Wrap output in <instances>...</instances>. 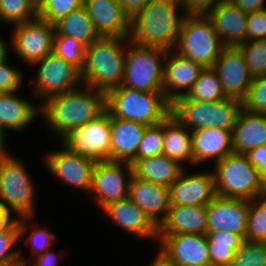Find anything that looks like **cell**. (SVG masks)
Wrapping results in <instances>:
<instances>
[{"label": "cell", "instance_id": "49", "mask_svg": "<svg viewBox=\"0 0 266 266\" xmlns=\"http://www.w3.org/2000/svg\"><path fill=\"white\" fill-rule=\"evenodd\" d=\"M242 12L250 14L266 9L265 0H231Z\"/></svg>", "mask_w": 266, "mask_h": 266}, {"label": "cell", "instance_id": "32", "mask_svg": "<svg viewBox=\"0 0 266 266\" xmlns=\"http://www.w3.org/2000/svg\"><path fill=\"white\" fill-rule=\"evenodd\" d=\"M210 266H229L245 239L236 233L206 232Z\"/></svg>", "mask_w": 266, "mask_h": 266}, {"label": "cell", "instance_id": "20", "mask_svg": "<svg viewBox=\"0 0 266 266\" xmlns=\"http://www.w3.org/2000/svg\"><path fill=\"white\" fill-rule=\"evenodd\" d=\"M247 16L231 0L219 2L206 14L225 47H238L246 41Z\"/></svg>", "mask_w": 266, "mask_h": 266}, {"label": "cell", "instance_id": "39", "mask_svg": "<svg viewBox=\"0 0 266 266\" xmlns=\"http://www.w3.org/2000/svg\"><path fill=\"white\" fill-rule=\"evenodd\" d=\"M163 120L154 126H147L139 143L136 157L130 162L163 154Z\"/></svg>", "mask_w": 266, "mask_h": 266}, {"label": "cell", "instance_id": "31", "mask_svg": "<svg viewBox=\"0 0 266 266\" xmlns=\"http://www.w3.org/2000/svg\"><path fill=\"white\" fill-rule=\"evenodd\" d=\"M54 28L55 34L72 37L86 47L101 38L84 5L56 21Z\"/></svg>", "mask_w": 266, "mask_h": 266}, {"label": "cell", "instance_id": "28", "mask_svg": "<svg viewBox=\"0 0 266 266\" xmlns=\"http://www.w3.org/2000/svg\"><path fill=\"white\" fill-rule=\"evenodd\" d=\"M262 145H266V115L249 112L243 108L232 129L233 151L246 154Z\"/></svg>", "mask_w": 266, "mask_h": 266}, {"label": "cell", "instance_id": "43", "mask_svg": "<svg viewBox=\"0 0 266 266\" xmlns=\"http://www.w3.org/2000/svg\"><path fill=\"white\" fill-rule=\"evenodd\" d=\"M243 108L249 112L266 115V75L254 77Z\"/></svg>", "mask_w": 266, "mask_h": 266}, {"label": "cell", "instance_id": "2", "mask_svg": "<svg viewBox=\"0 0 266 266\" xmlns=\"http://www.w3.org/2000/svg\"><path fill=\"white\" fill-rule=\"evenodd\" d=\"M180 0H150L130 18L129 40L142 46L174 50L186 16Z\"/></svg>", "mask_w": 266, "mask_h": 266}, {"label": "cell", "instance_id": "46", "mask_svg": "<svg viewBox=\"0 0 266 266\" xmlns=\"http://www.w3.org/2000/svg\"><path fill=\"white\" fill-rule=\"evenodd\" d=\"M223 0H180L185 15H206Z\"/></svg>", "mask_w": 266, "mask_h": 266}, {"label": "cell", "instance_id": "9", "mask_svg": "<svg viewBox=\"0 0 266 266\" xmlns=\"http://www.w3.org/2000/svg\"><path fill=\"white\" fill-rule=\"evenodd\" d=\"M224 48L206 15L184 17L174 51L204 68H212Z\"/></svg>", "mask_w": 266, "mask_h": 266}, {"label": "cell", "instance_id": "21", "mask_svg": "<svg viewBox=\"0 0 266 266\" xmlns=\"http://www.w3.org/2000/svg\"><path fill=\"white\" fill-rule=\"evenodd\" d=\"M128 197L158 227L170 208L169 187L138 178L132 174Z\"/></svg>", "mask_w": 266, "mask_h": 266}, {"label": "cell", "instance_id": "25", "mask_svg": "<svg viewBox=\"0 0 266 266\" xmlns=\"http://www.w3.org/2000/svg\"><path fill=\"white\" fill-rule=\"evenodd\" d=\"M207 205H170L158 235L206 234Z\"/></svg>", "mask_w": 266, "mask_h": 266}, {"label": "cell", "instance_id": "1", "mask_svg": "<svg viewBox=\"0 0 266 266\" xmlns=\"http://www.w3.org/2000/svg\"><path fill=\"white\" fill-rule=\"evenodd\" d=\"M39 105L40 115L46 125L62 139L106 110V93L82 84L75 90L52 96Z\"/></svg>", "mask_w": 266, "mask_h": 266}, {"label": "cell", "instance_id": "45", "mask_svg": "<svg viewBox=\"0 0 266 266\" xmlns=\"http://www.w3.org/2000/svg\"><path fill=\"white\" fill-rule=\"evenodd\" d=\"M266 40V9L247 16L246 41Z\"/></svg>", "mask_w": 266, "mask_h": 266}, {"label": "cell", "instance_id": "14", "mask_svg": "<svg viewBox=\"0 0 266 266\" xmlns=\"http://www.w3.org/2000/svg\"><path fill=\"white\" fill-rule=\"evenodd\" d=\"M62 149L52 150L45 154L44 162L50 173L66 183L84 192L92 187L95 161L71 152L64 145Z\"/></svg>", "mask_w": 266, "mask_h": 266}, {"label": "cell", "instance_id": "48", "mask_svg": "<svg viewBox=\"0 0 266 266\" xmlns=\"http://www.w3.org/2000/svg\"><path fill=\"white\" fill-rule=\"evenodd\" d=\"M246 155L249 162L257 168L263 179L266 176V145L253 148Z\"/></svg>", "mask_w": 266, "mask_h": 266}, {"label": "cell", "instance_id": "23", "mask_svg": "<svg viewBox=\"0 0 266 266\" xmlns=\"http://www.w3.org/2000/svg\"><path fill=\"white\" fill-rule=\"evenodd\" d=\"M101 210L124 231L136 237L157 240L158 227L129 197L108 203Z\"/></svg>", "mask_w": 266, "mask_h": 266}, {"label": "cell", "instance_id": "34", "mask_svg": "<svg viewBox=\"0 0 266 266\" xmlns=\"http://www.w3.org/2000/svg\"><path fill=\"white\" fill-rule=\"evenodd\" d=\"M31 219H33V216L18 218L19 241H21V237L31 229L32 231L23 241L27 246H30L31 256L36 257L52 248L51 246L56 241V235L44 227L38 226L36 228L33 223L29 225L28 221ZM32 227H34V229Z\"/></svg>", "mask_w": 266, "mask_h": 266}, {"label": "cell", "instance_id": "22", "mask_svg": "<svg viewBox=\"0 0 266 266\" xmlns=\"http://www.w3.org/2000/svg\"><path fill=\"white\" fill-rule=\"evenodd\" d=\"M83 5L101 37H129L130 17L117 0H84Z\"/></svg>", "mask_w": 266, "mask_h": 266}, {"label": "cell", "instance_id": "18", "mask_svg": "<svg viewBox=\"0 0 266 266\" xmlns=\"http://www.w3.org/2000/svg\"><path fill=\"white\" fill-rule=\"evenodd\" d=\"M186 171L169 186L170 205H208L216 196L213 170L189 175Z\"/></svg>", "mask_w": 266, "mask_h": 266}, {"label": "cell", "instance_id": "41", "mask_svg": "<svg viewBox=\"0 0 266 266\" xmlns=\"http://www.w3.org/2000/svg\"><path fill=\"white\" fill-rule=\"evenodd\" d=\"M83 4L84 0H44L38 9V18L54 24Z\"/></svg>", "mask_w": 266, "mask_h": 266}, {"label": "cell", "instance_id": "16", "mask_svg": "<svg viewBox=\"0 0 266 266\" xmlns=\"http://www.w3.org/2000/svg\"><path fill=\"white\" fill-rule=\"evenodd\" d=\"M157 242L176 266H210L206 234L157 235Z\"/></svg>", "mask_w": 266, "mask_h": 266}, {"label": "cell", "instance_id": "5", "mask_svg": "<svg viewBox=\"0 0 266 266\" xmlns=\"http://www.w3.org/2000/svg\"><path fill=\"white\" fill-rule=\"evenodd\" d=\"M243 101L226 98L216 102H203L188 99L185 95L170 103V113L189 131L219 127L232 130Z\"/></svg>", "mask_w": 266, "mask_h": 266}, {"label": "cell", "instance_id": "11", "mask_svg": "<svg viewBox=\"0 0 266 266\" xmlns=\"http://www.w3.org/2000/svg\"><path fill=\"white\" fill-rule=\"evenodd\" d=\"M110 113L105 110L97 118L73 129L61 139L71 152L95 162L110 160Z\"/></svg>", "mask_w": 266, "mask_h": 266}, {"label": "cell", "instance_id": "36", "mask_svg": "<svg viewBox=\"0 0 266 266\" xmlns=\"http://www.w3.org/2000/svg\"><path fill=\"white\" fill-rule=\"evenodd\" d=\"M38 17V10L29 0H0V20L16 25Z\"/></svg>", "mask_w": 266, "mask_h": 266}, {"label": "cell", "instance_id": "6", "mask_svg": "<svg viewBox=\"0 0 266 266\" xmlns=\"http://www.w3.org/2000/svg\"><path fill=\"white\" fill-rule=\"evenodd\" d=\"M214 165L216 195L246 200L262 196V178L246 154L233 152Z\"/></svg>", "mask_w": 266, "mask_h": 266}, {"label": "cell", "instance_id": "4", "mask_svg": "<svg viewBox=\"0 0 266 266\" xmlns=\"http://www.w3.org/2000/svg\"><path fill=\"white\" fill-rule=\"evenodd\" d=\"M106 110L112 117L154 126L170 113V102L163 92H144L120 85L106 93Z\"/></svg>", "mask_w": 266, "mask_h": 266}, {"label": "cell", "instance_id": "8", "mask_svg": "<svg viewBox=\"0 0 266 266\" xmlns=\"http://www.w3.org/2000/svg\"><path fill=\"white\" fill-rule=\"evenodd\" d=\"M9 152L0 154V206L17 218L35 216V183L23 161Z\"/></svg>", "mask_w": 266, "mask_h": 266}, {"label": "cell", "instance_id": "3", "mask_svg": "<svg viewBox=\"0 0 266 266\" xmlns=\"http://www.w3.org/2000/svg\"><path fill=\"white\" fill-rule=\"evenodd\" d=\"M127 37H101L86 47L82 84L107 93L122 85Z\"/></svg>", "mask_w": 266, "mask_h": 266}, {"label": "cell", "instance_id": "27", "mask_svg": "<svg viewBox=\"0 0 266 266\" xmlns=\"http://www.w3.org/2000/svg\"><path fill=\"white\" fill-rule=\"evenodd\" d=\"M18 91L0 93V132L4 137L7 131L20 132L40 116V105L17 96Z\"/></svg>", "mask_w": 266, "mask_h": 266}, {"label": "cell", "instance_id": "54", "mask_svg": "<svg viewBox=\"0 0 266 266\" xmlns=\"http://www.w3.org/2000/svg\"><path fill=\"white\" fill-rule=\"evenodd\" d=\"M6 137L0 132V154L7 153V146H6Z\"/></svg>", "mask_w": 266, "mask_h": 266}, {"label": "cell", "instance_id": "35", "mask_svg": "<svg viewBox=\"0 0 266 266\" xmlns=\"http://www.w3.org/2000/svg\"><path fill=\"white\" fill-rule=\"evenodd\" d=\"M245 240L266 242V197L250 200Z\"/></svg>", "mask_w": 266, "mask_h": 266}, {"label": "cell", "instance_id": "56", "mask_svg": "<svg viewBox=\"0 0 266 266\" xmlns=\"http://www.w3.org/2000/svg\"><path fill=\"white\" fill-rule=\"evenodd\" d=\"M262 196L266 197V176L262 179Z\"/></svg>", "mask_w": 266, "mask_h": 266}, {"label": "cell", "instance_id": "57", "mask_svg": "<svg viewBox=\"0 0 266 266\" xmlns=\"http://www.w3.org/2000/svg\"><path fill=\"white\" fill-rule=\"evenodd\" d=\"M13 266H28L26 263H18V264H15V265H13Z\"/></svg>", "mask_w": 266, "mask_h": 266}, {"label": "cell", "instance_id": "24", "mask_svg": "<svg viewBox=\"0 0 266 266\" xmlns=\"http://www.w3.org/2000/svg\"><path fill=\"white\" fill-rule=\"evenodd\" d=\"M193 165H200L207 160L214 164L233 153L232 130L210 127L191 131Z\"/></svg>", "mask_w": 266, "mask_h": 266}, {"label": "cell", "instance_id": "55", "mask_svg": "<svg viewBox=\"0 0 266 266\" xmlns=\"http://www.w3.org/2000/svg\"><path fill=\"white\" fill-rule=\"evenodd\" d=\"M30 3L38 10L39 7L43 4L44 0H29Z\"/></svg>", "mask_w": 266, "mask_h": 266}, {"label": "cell", "instance_id": "52", "mask_svg": "<svg viewBox=\"0 0 266 266\" xmlns=\"http://www.w3.org/2000/svg\"><path fill=\"white\" fill-rule=\"evenodd\" d=\"M150 263V266H176L161 250Z\"/></svg>", "mask_w": 266, "mask_h": 266}, {"label": "cell", "instance_id": "19", "mask_svg": "<svg viewBox=\"0 0 266 266\" xmlns=\"http://www.w3.org/2000/svg\"><path fill=\"white\" fill-rule=\"evenodd\" d=\"M205 68L174 50H168L164 61V97L171 103L184 96Z\"/></svg>", "mask_w": 266, "mask_h": 266}, {"label": "cell", "instance_id": "50", "mask_svg": "<svg viewBox=\"0 0 266 266\" xmlns=\"http://www.w3.org/2000/svg\"><path fill=\"white\" fill-rule=\"evenodd\" d=\"M123 10L131 18L136 12L141 10L150 0H117Z\"/></svg>", "mask_w": 266, "mask_h": 266}, {"label": "cell", "instance_id": "44", "mask_svg": "<svg viewBox=\"0 0 266 266\" xmlns=\"http://www.w3.org/2000/svg\"><path fill=\"white\" fill-rule=\"evenodd\" d=\"M8 61L0 63V93L17 91L23 85V73Z\"/></svg>", "mask_w": 266, "mask_h": 266}, {"label": "cell", "instance_id": "33", "mask_svg": "<svg viewBox=\"0 0 266 266\" xmlns=\"http://www.w3.org/2000/svg\"><path fill=\"white\" fill-rule=\"evenodd\" d=\"M185 96L190 100L203 102H216L228 98L213 68H205Z\"/></svg>", "mask_w": 266, "mask_h": 266}, {"label": "cell", "instance_id": "53", "mask_svg": "<svg viewBox=\"0 0 266 266\" xmlns=\"http://www.w3.org/2000/svg\"><path fill=\"white\" fill-rule=\"evenodd\" d=\"M9 47L8 44H6V41H4V39L2 40L0 37V63H5L6 61H9L7 58L8 57V49L10 48V46H12V43H9Z\"/></svg>", "mask_w": 266, "mask_h": 266}, {"label": "cell", "instance_id": "47", "mask_svg": "<svg viewBox=\"0 0 266 266\" xmlns=\"http://www.w3.org/2000/svg\"><path fill=\"white\" fill-rule=\"evenodd\" d=\"M21 263H26L28 266H57L58 265V256L54 251L48 249L41 255L36 256L35 258L30 257L27 259L23 256L21 249L19 250ZM32 260V261H31Z\"/></svg>", "mask_w": 266, "mask_h": 266}, {"label": "cell", "instance_id": "40", "mask_svg": "<svg viewBox=\"0 0 266 266\" xmlns=\"http://www.w3.org/2000/svg\"><path fill=\"white\" fill-rule=\"evenodd\" d=\"M229 266H266V242L245 240Z\"/></svg>", "mask_w": 266, "mask_h": 266}, {"label": "cell", "instance_id": "51", "mask_svg": "<svg viewBox=\"0 0 266 266\" xmlns=\"http://www.w3.org/2000/svg\"><path fill=\"white\" fill-rule=\"evenodd\" d=\"M12 212L0 206V233L8 231L18 220L17 216L12 217Z\"/></svg>", "mask_w": 266, "mask_h": 266}, {"label": "cell", "instance_id": "29", "mask_svg": "<svg viewBox=\"0 0 266 266\" xmlns=\"http://www.w3.org/2000/svg\"><path fill=\"white\" fill-rule=\"evenodd\" d=\"M163 154L179 164L193 166L192 134L169 113L163 119Z\"/></svg>", "mask_w": 266, "mask_h": 266}, {"label": "cell", "instance_id": "17", "mask_svg": "<svg viewBox=\"0 0 266 266\" xmlns=\"http://www.w3.org/2000/svg\"><path fill=\"white\" fill-rule=\"evenodd\" d=\"M249 202L216 195L207 205V232H231L245 239Z\"/></svg>", "mask_w": 266, "mask_h": 266}, {"label": "cell", "instance_id": "15", "mask_svg": "<svg viewBox=\"0 0 266 266\" xmlns=\"http://www.w3.org/2000/svg\"><path fill=\"white\" fill-rule=\"evenodd\" d=\"M212 68L219 76L227 97L241 101L246 98L253 77L238 47H225Z\"/></svg>", "mask_w": 266, "mask_h": 266}, {"label": "cell", "instance_id": "10", "mask_svg": "<svg viewBox=\"0 0 266 266\" xmlns=\"http://www.w3.org/2000/svg\"><path fill=\"white\" fill-rule=\"evenodd\" d=\"M37 66L35 71L33 99H43L41 104L48 98L63 94L82 86L80 71L66 62L54 52L33 63Z\"/></svg>", "mask_w": 266, "mask_h": 266}, {"label": "cell", "instance_id": "13", "mask_svg": "<svg viewBox=\"0 0 266 266\" xmlns=\"http://www.w3.org/2000/svg\"><path fill=\"white\" fill-rule=\"evenodd\" d=\"M132 174L130 163L110 160L96 162L89 194L93 195L100 209L108 203L126 199Z\"/></svg>", "mask_w": 266, "mask_h": 266}, {"label": "cell", "instance_id": "42", "mask_svg": "<svg viewBox=\"0 0 266 266\" xmlns=\"http://www.w3.org/2000/svg\"><path fill=\"white\" fill-rule=\"evenodd\" d=\"M19 242L17 222L8 231L0 233V266H13L21 262L19 249H14Z\"/></svg>", "mask_w": 266, "mask_h": 266}, {"label": "cell", "instance_id": "7", "mask_svg": "<svg viewBox=\"0 0 266 266\" xmlns=\"http://www.w3.org/2000/svg\"><path fill=\"white\" fill-rule=\"evenodd\" d=\"M166 54L163 48L138 45L127 37L122 86L144 92H163Z\"/></svg>", "mask_w": 266, "mask_h": 266}, {"label": "cell", "instance_id": "37", "mask_svg": "<svg viewBox=\"0 0 266 266\" xmlns=\"http://www.w3.org/2000/svg\"><path fill=\"white\" fill-rule=\"evenodd\" d=\"M86 46L78 40L66 35L55 34L53 52L77 68L83 69Z\"/></svg>", "mask_w": 266, "mask_h": 266}, {"label": "cell", "instance_id": "30", "mask_svg": "<svg viewBox=\"0 0 266 266\" xmlns=\"http://www.w3.org/2000/svg\"><path fill=\"white\" fill-rule=\"evenodd\" d=\"M133 174L152 183L170 186L180 175L184 166L160 154L137 160L133 165Z\"/></svg>", "mask_w": 266, "mask_h": 266}, {"label": "cell", "instance_id": "26", "mask_svg": "<svg viewBox=\"0 0 266 266\" xmlns=\"http://www.w3.org/2000/svg\"><path fill=\"white\" fill-rule=\"evenodd\" d=\"M146 127L110 115V161L130 163L136 157Z\"/></svg>", "mask_w": 266, "mask_h": 266}, {"label": "cell", "instance_id": "12", "mask_svg": "<svg viewBox=\"0 0 266 266\" xmlns=\"http://www.w3.org/2000/svg\"><path fill=\"white\" fill-rule=\"evenodd\" d=\"M11 49L25 64L33 63L53 52L55 28L54 24L40 18L19 23L13 26Z\"/></svg>", "mask_w": 266, "mask_h": 266}, {"label": "cell", "instance_id": "38", "mask_svg": "<svg viewBox=\"0 0 266 266\" xmlns=\"http://www.w3.org/2000/svg\"><path fill=\"white\" fill-rule=\"evenodd\" d=\"M238 48L244 54L250 75H266V40L245 41Z\"/></svg>", "mask_w": 266, "mask_h": 266}]
</instances>
